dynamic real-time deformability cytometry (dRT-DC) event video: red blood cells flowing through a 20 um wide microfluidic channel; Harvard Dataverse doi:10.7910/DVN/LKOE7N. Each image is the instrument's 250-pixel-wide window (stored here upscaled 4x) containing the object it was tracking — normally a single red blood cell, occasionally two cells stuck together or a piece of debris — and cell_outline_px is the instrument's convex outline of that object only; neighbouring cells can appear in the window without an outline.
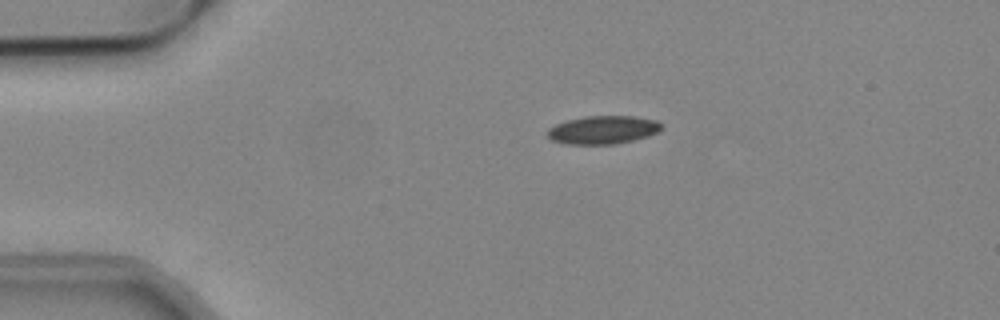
{"species": "common noctule bat (a hibernating species)", "species_latin": "Nyctalus noctula", "temperature_condition": "cold", "stored_images_in_passage": 34, "camera_frame_rate_fps": 3000, "um_per_image_px": 0.085, "animal": {"sex": "male", "body_mass_g": 19.2, "forearm_length_mm": 51.8}, "frame": {"image": 1, "passage_image": 1, "time_ms": 0.0, "image_size_px": [1000, 320], "cell_outline_px": [[664, 128], [648, 136], [616, 144], [564, 144], [552, 140], [548, 136], [548, 128], [556, 124], [568, 120], [584, 116], [636, 116], [656, 120], [664, 124]], "centroid_in_image_um": [51.28, 11.03], "position_along_channel_um": 33.7, "area_um2": 18.84}}
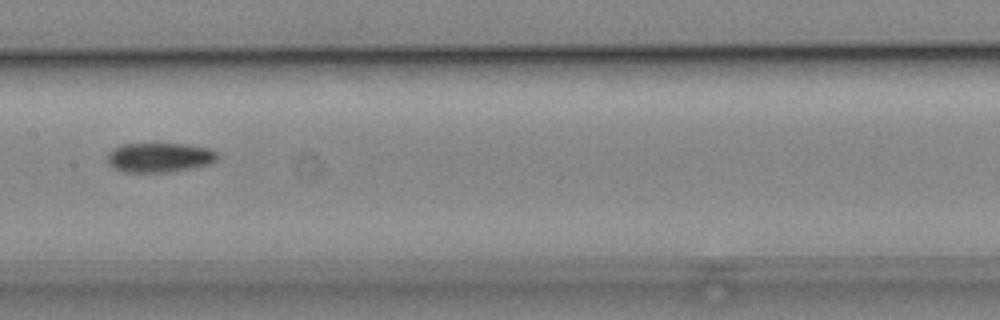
{"frame": {"image": 2, "passage_image": 17, "time_ms": 5.333, "image_size_px": [1000, 320], "cell_outline_px": [[220, 156], [216, 160], [208, 164], [168, 172], [124, 172], [112, 168], [108, 164], [108, 152], [112, 148], [124, 144], [188, 144], [208, 148], [216, 152]], "centroid_in_image_um": [13.52, 13.38], "position_along_channel_um": 193.9, "area_um2": 18.9}}
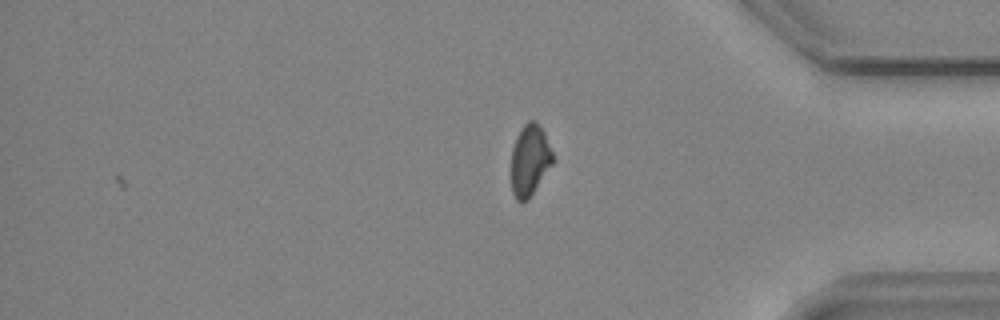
{"frame": {"image": 3, "passage_image": 34, "time_ms": 11.0, "image_size_px": [1000, 320], "cell_outline_px": [[556, 160], [528, 200], [516, 200], [512, 192], [512, 148], [516, 136], [520, 128], [528, 120], [536, 120], [544, 132]], "centroid_in_image_um": [45.05, 13.58], "position_along_channel_um": 390.1, "area_um2": 17.46}}